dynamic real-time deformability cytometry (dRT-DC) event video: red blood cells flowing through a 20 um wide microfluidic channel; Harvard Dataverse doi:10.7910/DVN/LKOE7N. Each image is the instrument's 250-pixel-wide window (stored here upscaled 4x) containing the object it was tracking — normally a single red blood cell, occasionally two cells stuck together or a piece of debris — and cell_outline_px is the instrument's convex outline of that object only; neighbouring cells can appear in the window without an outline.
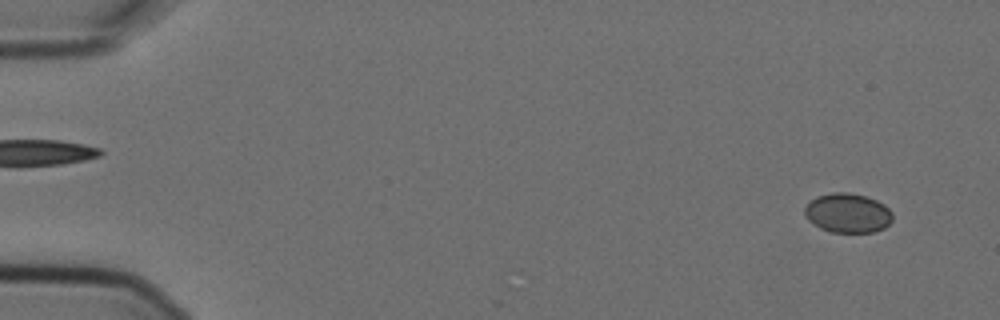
{"species": "Egyptian fruit bat (a non-hibernating species)", "species_latin": "Rousettus aegyptiacus", "temperature_condition": "cold", "stored_images_in_passage": 5, "segment_of_instrument_passage": [1, 2], "camera_frame_rate_fps": 3000, "um_per_image_px": 0.085, "animal": {"sex": "female"}, "frame": {"image": 1, "passage_image": 1, "time_ms": 0.0, "image_size_px": [1000, 320], "cell_outline_px": [[892, 220], [884, 228], [872, 232], [832, 232], [820, 228], [812, 224], [804, 216], [804, 208], [816, 196], [832, 192], [848, 192], [864, 196], [876, 200], [884, 204], [892, 212]], "centroid_in_image_um": [72.03, 18.11], "position_along_channel_um": 13.0, "area_um2": 20.23}}
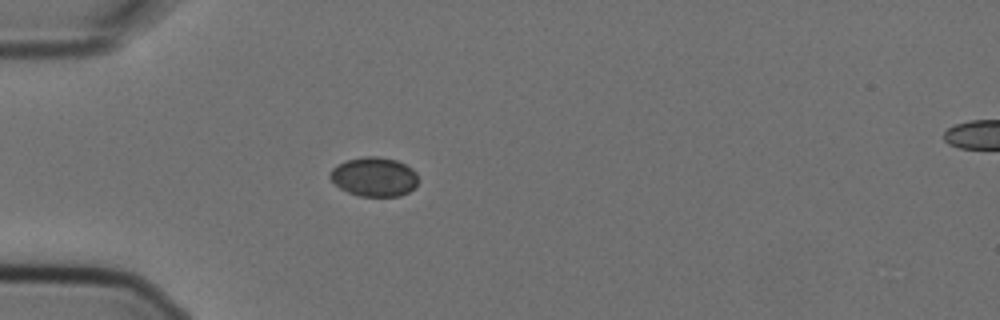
{"frame": {"image": 2, "passage_image": 4, "time_ms": 1.0, "image_size_px": [1000, 320], "cell_outline_px": [[420, 180], [408, 192], [400, 196], [360, 196], [348, 192], [340, 188], [328, 176], [332, 168], [336, 164], [344, 160], [364, 156], [376, 156], [396, 160], [412, 168], [416, 172]], "centroid_in_image_um": [31.79, 15.01], "position_along_channel_um": 53.2, "area_um2": 20.29}}